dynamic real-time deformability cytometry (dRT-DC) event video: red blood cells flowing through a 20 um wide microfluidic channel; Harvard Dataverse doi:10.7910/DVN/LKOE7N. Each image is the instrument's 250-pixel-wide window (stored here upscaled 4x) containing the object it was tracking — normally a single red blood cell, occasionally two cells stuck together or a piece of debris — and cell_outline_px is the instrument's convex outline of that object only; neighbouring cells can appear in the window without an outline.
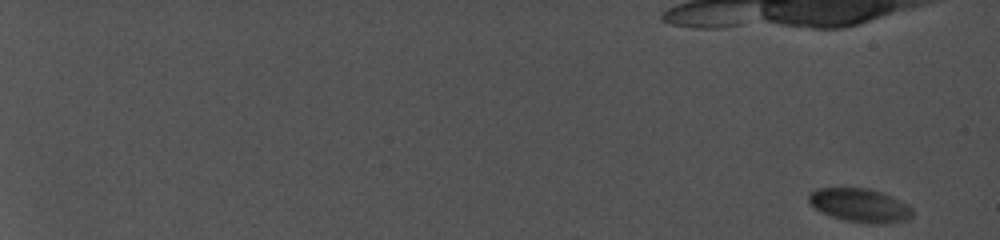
{"species": "common noctule bat (a hibernating species)", "species_latin": "Nyctalus noctula", "temperature_condition": "cold", "stored_images_in_passage": 15, "camera_frame_rate_fps": 5000, "um_per_image_px": 0.085, "animal": {"sex": "female", "body_mass_g": 19.0, "forearm_length_mm": 56.7}, "frame": {"image": 1, "passage_image": 1, "time_ms": 0.0, "image_size_px": [1000, 240], "cell_outline_px": [[912, 216], [904, 220], [872, 224], [868, 224], [844, 220], [820, 212], [808, 200], [808, 196], [816, 188], [868, 188], [892, 196], [912, 208]], "centroid_in_image_um": [73.07, 17.44], "position_along_channel_um": 11.9, "area_um2": 20.0}}